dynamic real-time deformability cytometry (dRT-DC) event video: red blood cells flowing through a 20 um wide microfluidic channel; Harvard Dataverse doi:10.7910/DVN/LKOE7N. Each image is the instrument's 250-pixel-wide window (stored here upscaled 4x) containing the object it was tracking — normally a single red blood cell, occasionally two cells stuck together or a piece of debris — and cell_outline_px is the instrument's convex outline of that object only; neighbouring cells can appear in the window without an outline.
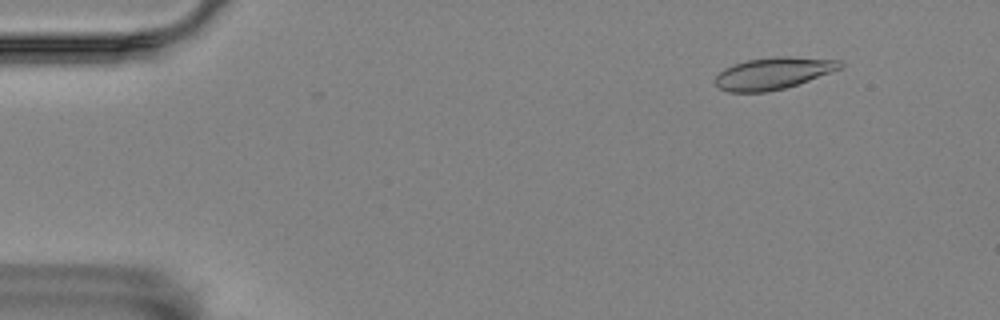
{"species": "Egyptian fruit bat (a non-hibernating species)", "species_latin": "Rousettus aegyptiacus", "temperature_condition": "room temperature", "stored_images_in_passage": 57, "camera_frame_rate_fps": 3000, "um_per_image_px": 0.085, "animal": {"sex": "female"}, "frame": {"image": 1, "passage_image": 6, "time_ms": 1.667, "image_size_px": [1000, 320], "cell_outline_px": [[844, 64], [840, 68], [832, 72], [784, 88], [768, 92], [728, 92], [720, 88], [716, 84], [716, 76], [724, 68], [732, 64], [748, 60], [776, 56], [792, 56], [840, 60]], "centroid_in_image_um": [65.72, 6.22], "position_along_channel_um": 19.3, "area_um2": 23.12}}
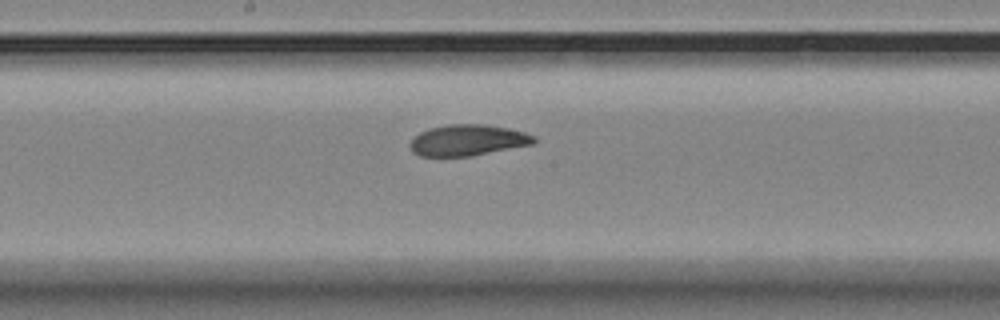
{"frame": {"image": 2, "passage_image": 30, "time_ms": 9.667, "image_size_px": [1000, 320], "cell_outline_px": [[536, 144], [472, 156], [420, 156], [412, 152], [408, 144], [412, 136], [428, 128], [448, 124], [484, 124], [508, 128], [524, 132], [536, 136]], "centroid_in_image_um": [39.75, 11.92], "position_along_channel_um": 208.5, "area_um2": 22.89}}
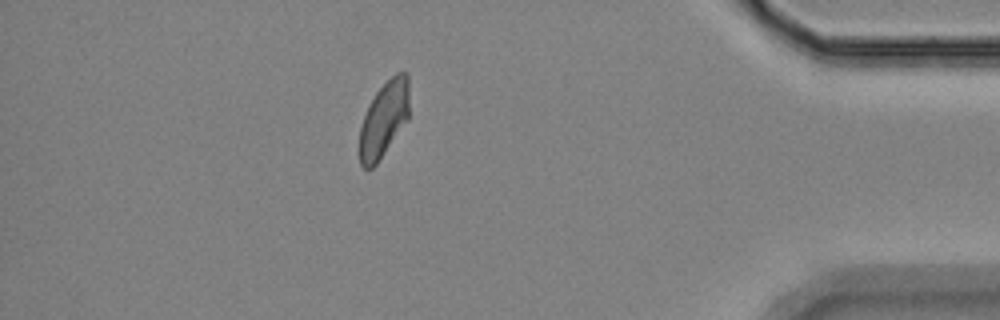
{"frame": {"image": 3, "passage_image": 50, "time_ms": 16.333, "image_size_px": [1000, 320], "cell_outline_px": [[408, 120], [376, 164], [372, 168], [364, 168], [360, 164], [360, 128], [364, 116], [376, 92], [396, 72], [408, 72]], "centroid_in_image_um": [32.65, 10.13], "position_along_channel_um": 402.6, "area_um2": 21.5}, "authors_computed_cell_mechanics": {"area_um2": 22.8888, "velocity_mm_per_s": 3.4985, "shape_relaxation_time_tau1_ms": 4.7931, "shape_relaxation_time_tau2_ms": 2.4644, "deformation_change_tau1": 0.1281, "deformation_change_tau2": 0.0665}}